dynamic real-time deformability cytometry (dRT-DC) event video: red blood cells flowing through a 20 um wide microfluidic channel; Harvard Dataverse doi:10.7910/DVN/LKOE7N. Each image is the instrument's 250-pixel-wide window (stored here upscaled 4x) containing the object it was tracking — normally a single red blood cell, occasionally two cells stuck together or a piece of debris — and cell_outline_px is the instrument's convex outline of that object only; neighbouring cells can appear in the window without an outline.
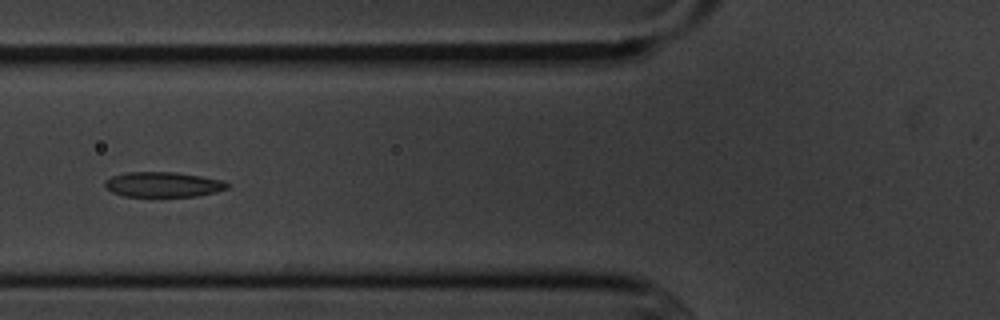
{"species": "common noctule bat (a hibernating species)", "species_latin": "Nyctalus noctula", "temperature_condition": "cold", "stored_images_in_passage": 8, "camera_frame_rate_fps": 3000, "um_per_image_px": 0.085, "animal": {"sex": "male", "body_mass_g": 20.1, "forearm_length_mm": 53.5}, "frame": {"image": 1, "passage_image": 6, "time_ms": 6.333, "image_size_px": [1000, 320], "cell_outline_px": [[228, 188], [216, 192], [196, 196], [124, 196], [112, 192], [104, 188], [104, 180], [112, 176], [124, 172], [176, 172], [200, 176], [220, 180], [228, 184]], "centroid_in_image_um": [13.8, 15.68], "position_along_channel_um": 112.0, "area_um2": 17.86}}
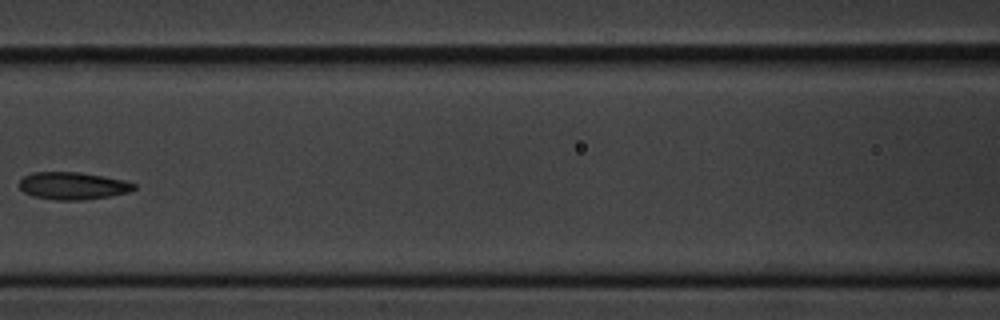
{"frame": {"image": 2, "passage_image": 7, "time_ms": 7.667, "image_size_px": [1000, 320], "cell_outline_px": [[136, 188], [128, 192], [112, 196], [84, 200], [56, 200], [32, 196], [24, 192], [20, 188], [20, 180], [24, 176], [32, 172], [80, 172], [104, 176], [124, 180], [136, 184]], "centroid_in_image_um": [6.2, 15.79], "position_along_channel_um": 160.4, "area_um2": 18.44}}
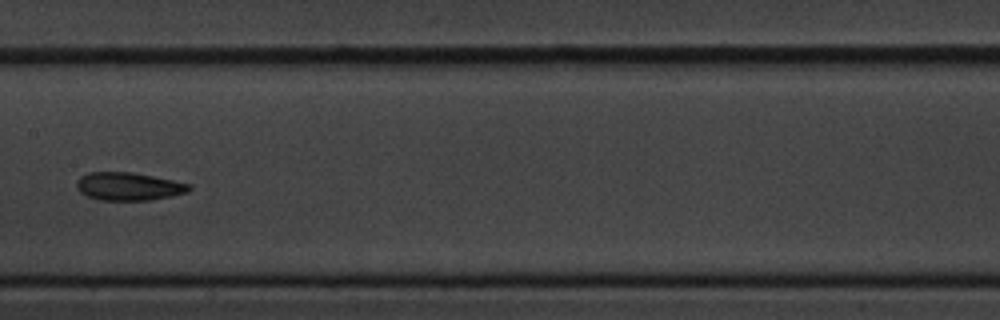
{"frame": {"image": 3, "passage_image": 8, "time_ms": 8.667, "image_size_px": [1000, 320], "cell_outline_px": [[192, 188], [188, 192], [148, 200], [100, 200], [88, 196], [80, 192], [76, 188], [76, 180], [80, 176], [88, 172], [132, 172], [192, 184]], "centroid_in_image_um": [10.9, 15.83], "position_along_channel_um": 196.5, "area_um2": 18.32}}